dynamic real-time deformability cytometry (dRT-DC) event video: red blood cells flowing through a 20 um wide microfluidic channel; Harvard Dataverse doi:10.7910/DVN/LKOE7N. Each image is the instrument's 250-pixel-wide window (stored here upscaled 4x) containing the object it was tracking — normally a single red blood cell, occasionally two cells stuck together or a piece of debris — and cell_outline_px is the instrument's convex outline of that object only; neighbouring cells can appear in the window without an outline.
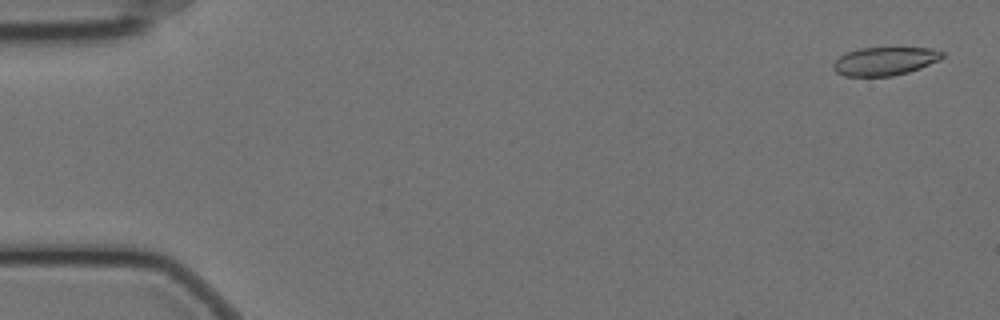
{"species": "Egyptian fruit bat (a non-hibernating species)", "species_latin": "Rousettus aegyptiacus", "temperature_condition": "cold", "stored_images_in_passage": 8, "camera_frame_rate_fps": 3000, "um_per_image_px": 0.085, "animal": {"sex": "female"}, "frame": {"image": 1, "passage_image": 2, "time_ms": 0.333, "image_size_px": [1000, 320], "cell_outline_px": [[944, 56], [940, 60], [920, 68], [908, 72], [892, 76], [844, 76], [836, 72], [832, 68], [832, 64], [840, 56], [848, 52], [860, 48], [932, 48], [944, 52]], "centroid_in_image_um": [75.22, 5.2], "position_along_channel_um": 9.8, "area_um2": 17.98}}